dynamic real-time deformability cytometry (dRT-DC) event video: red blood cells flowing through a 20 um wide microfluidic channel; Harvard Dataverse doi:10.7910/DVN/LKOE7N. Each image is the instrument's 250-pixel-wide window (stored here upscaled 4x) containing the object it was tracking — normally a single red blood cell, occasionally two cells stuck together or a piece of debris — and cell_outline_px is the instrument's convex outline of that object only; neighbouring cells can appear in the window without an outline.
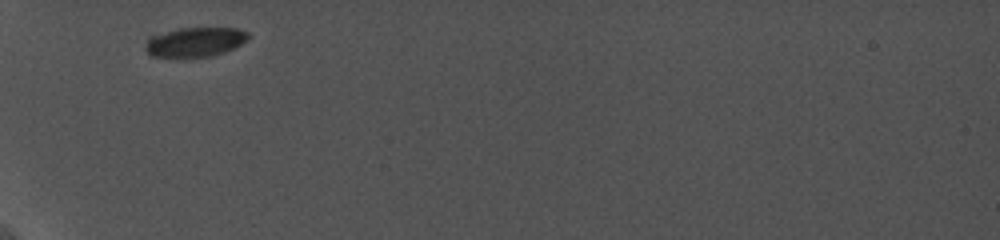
{"species": "common noctule bat (a hibernating species)", "species_latin": "Nyctalus noctula", "temperature_condition": "cold", "stored_images_in_passage": 18, "camera_frame_rate_fps": 5000, "um_per_image_px": 0.085, "animal": {"sex": "female", "body_mass_g": 19.0, "forearm_length_mm": 56.7}, "frame": {"image": 1, "passage_image": 1, "time_ms": 0.0, "image_size_px": [1000, 240], "cell_outline_px": [[248, 40], [224, 52], [212, 56], [152, 56], [144, 48], [144, 44], [148, 36], [176, 28], [236, 28], [248, 32]], "centroid_in_image_um": [16.53, 3.54], "position_along_channel_um": 68.5, "area_um2": 17.57}}
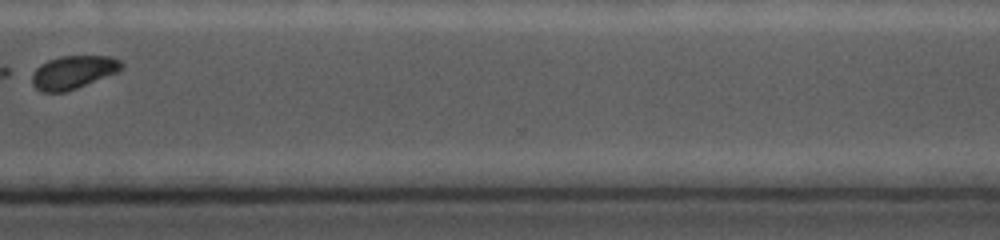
{"frame": {"image": 2, "passage_image": 15, "time_ms": 8.2, "image_size_px": [1000, 240], "cell_outline_px": [[124, 68], [120, 72], [76, 88], [64, 92], [40, 92], [32, 84], [28, 72], [40, 64], [48, 60], [60, 56], [112, 56], [120, 60], [124, 64]], "centroid_in_image_um": [6.19, 6.13], "position_along_channel_um": 364.4, "area_um2": 17.86}}
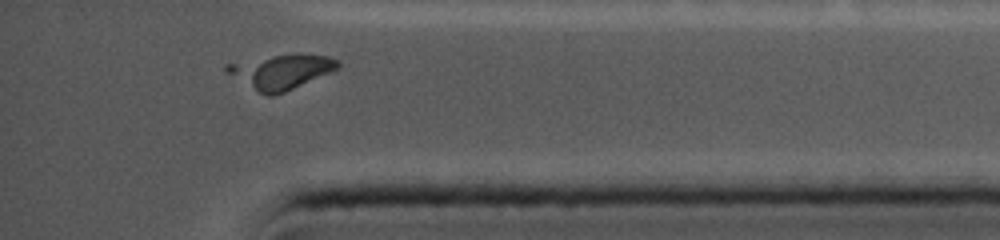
{"frame": {"image": 3, "passage_image": 17, "time_ms": 9.4, "image_size_px": [1000, 240], "cell_outline_px": [[340, 68], [332, 72], [284, 92], [272, 96], [268, 96], [260, 92], [224, 72], [224, 64], [296, 52], [328, 56], [340, 60]], "centroid_in_image_um": [23.94, 6.06], "position_along_channel_um": 411.3, "area_um2": 22.48}}